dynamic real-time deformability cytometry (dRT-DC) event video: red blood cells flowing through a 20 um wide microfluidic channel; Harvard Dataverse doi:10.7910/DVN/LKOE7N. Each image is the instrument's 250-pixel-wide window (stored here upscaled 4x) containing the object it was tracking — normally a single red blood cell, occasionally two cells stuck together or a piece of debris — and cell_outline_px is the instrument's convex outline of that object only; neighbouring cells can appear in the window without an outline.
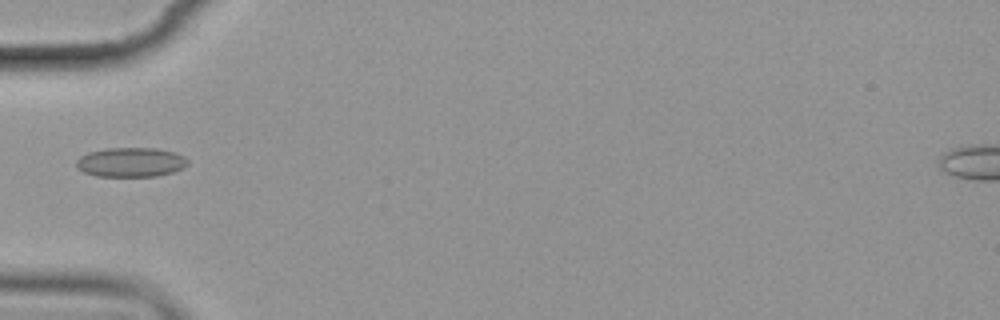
{"species": "common noctule bat (a hibernating species)", "species_latin": "Nyctalus noctula", "temperature_condition": "cold", "stored_images_in_passage": 1, "camera_frame_rate_fps": 3000, "um_per_image_px": 0.085, "animal": {"sex": "female", "body_mass_g": 19.9}, "frame": {"image": 1, "passage_image": 1, "time_ms": 0.0, "image_size_px": [1000, 320], "cell_outline_px": [[188, 164], [184, 168], [172, 172], [156, 176], [96, 176], [84, 172], [76, 168], [76, 160], [80, 156], [88, 152], [108, 148], [156, 148], [176, 152], [184, 156], [188, 160]], "centroid_in_image_um": [11.12, 13.78], "position_along_channel_um": 73.9, "area_um2": 19.25}}